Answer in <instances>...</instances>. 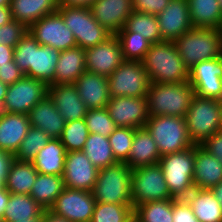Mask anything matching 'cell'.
<instances>
[{
	"label": "cell",
	"instance_id": "6da1fadb",
	"mask_svg": "<svg viewBox=\"0 0 222 222\" xmlns=\"http://www.w3.org/2000/svg\"><path fill=\"white\" fill-rule=\"evenodd\" d=\"M60 53L52 47L40 45L28 32L14 47L13 60L25 76L52 85Z\"/></svg>",
	"mask_w": 222,
	"mask_h": 222
},
{
	"label": "cell",
	"instance_id": "7a4b0ae2",
	"mask_svg": "<svg viewBox=\"0 0 222 222\" xmlns=\"http://www.w3.org/2000/svg\"><path fill=\"white\" fill-rule=\"evenodd\" d=\"M142 64L152 83L188 82L189 70L184 65L173 41L150 45Z\"/></svg>",
	"mask_w": 222,
	"mask_h": 222
},
{
	"label": "cell",
	"instance_id": "3957f363",
	"mask_svg": "<svg viewBox=\"0 0 222 222\" xmlns=\"http://www.w3.org/2000/svg\"><path fill=\"white\" fill-rule=\"evenodd\" d=\"M173 42L188 70L201 61L222 56V35L216 28L192 27Z\"/></svg>",
	"mask_w": 222,
	"mask_h": 222
},
{
	"label": "cell",
	"instance_id": "277c9868",
	"mask_svg": "<svg viewBox=\"0 0 222 222\" xmlns=\"http://www.w3.org/2000/svg\"><path fill=\"white\" fill-rule=\"evenodd\" d=\"M194 88L185 83H152L146 95L150 116L185 117L190 107Z\"/></svg>",
	"mask_w": 222,
	"mask_h": 222
},
{
	"label": "cell",
	"instance_id": "5b68a950",
	"mask_svg": "<svg viewBox=\"0 0 222 222\" xmlns=\"http://www.w3.org/2000/svg\"><path fill=\"white\" fill-rule=\"evenodd\" d=\"M132 169L124 162H117L99 169L92 190L96 203L132 205Z\"/></svg>",
	"mask_w": 222,
	"mask_h": 222
},
{
	"label": "cell",
	"instance_id": "8992f818",
	"mask_svg": "<svg viewBox=\"0 0 222 222\" xmlns=\"http://www.w3.org/2000/svg\"><path fill=\"white\" fill-rule=\"evenodd\" d=\"M190 140L201 145L222 128V100L201 98L195 95L185 115Z\"/></svg>",
	"mask_w": 222,
	"mask_h": 222
},
{
	"label": "cell",
	"instance_id": "52a82bcc",
	"mask_svg": "<svg viewBox=\"0 0 222 222\" xmlns=\"http://www.w3.org/2000/svg\"><path fill=\"white\" fill-rule=\"evenodd\" d=\"M195 145L179 152L162 155L159 164L171 195L186 198L194 189Z\"/></svg>",
	"mask_w": 222,
	"mask_h": 222
},
{
	"label": "cell",
	"instance_id": "ba28073f",
	"mask_svg": "<svg viewBox=\"0 0 222 222\" xmlns=\"http://www.w3.org/2000/svg\"><path fill=\"white\" fill-rule=\"evenodd\" d=\"M57 11L73 32L77 46L83 49L103 43L113 35L98 23L89 7L58 5Z\"/></svg>",
	"mask_w": 222,
	"mask_h": 222
},
{
	"label": "cell",
	"instance_id": "9c48e42d",
	"mask_svg": "<svg viewBox=\"0 0 222 222\" xmlns=\"http://www.w3.org/2000/svg\"><path fill=\"white\" fill-rule=\"evenodd\" d=\"M145 127L157 143L161 156L194 146L188 135L185 117L150 116Z\"/></svg>",
	"mask_w": 222,
	"mask_h": 222
},
{
	"label": "cell",
	"instance_id": "30bf717a",
	"mask_svg": "<svg viewBox=\"0 0 222 222\" xmlns=\"http://www.w3.org/2000/svg\"><path fill=\"white\" fill-rule=\"evenodd\" d=\"M131 199L134 209L146 202L174 199L159 163L132 169Z\"/></svg>",
	"mask_w": 222,
	"mask_h": 222
},
{
	"label": "cell",
	"instance_id": "8fae6325",
	"mask_svg": "<svg viewBox=\"0 0 222 222\" xmlns=\"http://www.w3.org/2000/svg\"><path fill=\"white\" fill-rule=\"evenodd\" d=\"M150 80L142 61L125 60L108 77L109 93L115 97H142L148 93Z\"/></svg>",
	"mask_w": 222,
	"mask_h": 222
},
{
	"label": "cell",
	"instance_id": "7c38bea8",
	"mask_svg": "<svg viewBox=\"0 0 222 222\" xmlns=\"http://www.w3.org/2000/svg\"><path fill=\"white\" fill-rule=\"evenodd\" d=\"M48 94V85L37 79L23 76L8 85L0 111L28 115L29 111Z\"/></svg>",
	"mask_w": 222,
	"mask_h": 222
},
{
	"label": "cell",
	"instance_id": "4fadbf2b",
	"mask_svg": "<svg viewBox=\"0 0 222 222\" xmlns=\"http://www.w3.org/2000/svg\"><path fill=\"white\" fill-rule=\"evenodd\" d=\"M28 32L40 45L64 51L77 46L73 32L65 25L61 14L56 11L35 21Z\"/></svg>",
	"mask_w": 222,
	"mask_h": 222
},
{
	"label": "cell",
	"instance_id": "5bb4252c",
	"mask_svg": "<svg viewBox=\"0 0 222 222\" xmlns=\"http://www.w3.org/2000/svg\"><path fill=\"white\" fill-rule=\"evenodd\" d=\"M188 82L198 97L222 100V56L194 65Z\"/></svg>",
	"mask_w": 222,
	"mask_h": 222
},
{
	"label": "cell",
	"instance_id": "9a60e30c",
	"mask_svg": "<svg viewBox=\"0 0 222 222\" xmlns=\"http://www.w3.org/2000/svg\"><path fill=\"white\" fill-rule=\"evenodd\" d=\"M106 109L117 127L142 128L150 118L146 96L111 97Z\"/></svg>",
	"mask_w": 222,
	"mask_h": 222
},
{
	"label": "cell",
	"instance_id": "2e32d148",
	"mask_svg": "<svg viewBox=\"0 0 222 222\" xmlns=\"http://www.w3.org/2000/svg\"><path fill=\"white\" fill-rule=\"evenodd\" d=\"M95 203L92 192L65 188L49 210L70 222H91Z\"/></svg>",
	"mask_w": 222,
	"mask_h": 222
},
{
	"label": "cell",
	"instance_id": "e0dca14e",
	"mask_svg": "<svg viewBox=\"0 0 222 222\" xmlns=\"http://www.w3.org/2000/svg\"><path fill=\"white\" fill-rule=\"evenodd\" d=\"M86 71L109 77L125 60L116 35L85 49Z\"/></svg>",
	"mask_w": 222,
	"mask_h": 222
},
{
	"label": "cell",
	"instance_id": "ac0fdd59",
	"mask_svg": "<svg viewBox=\"0 0 222 222\" xmlns=\"http://www.w3.org/2000/svg\"><path fill=\"white\" fill-rule=\"evenodd\" d=\"M98 172L83 151L66 153L63 174L66 188L92 192Z\"/></svg>",
	"mask_w": 222,
	"mask_h": 222
},
{
	"label": "cell",
	"instance_id": "d6986e66",
	"mask_svg": "<svg viewBox=\"0 0 222 222\" xmlns=\"http://www.w3.org/2000/svg\"><path fill=\"white\" fill-rule=\"evenodd\" d=\"M156 16L162 39L165 41H174L193 27L188 0H171Z\"/></svg>",
	"mask_w": 222,
	"mask_h": 222
},
{
	"label": "cell",
	"instance_id": "ffe728a7",
	"mask_svg": "<svg viewBox=\"0 0 222 222\" xmlns=\"http://www.w3.org/2000/svg\"><path fill=\"white\" fill-rule=\"evenodd\" d=\"M98 23L115 35L133 12L132 0H95L89 6Z\"/></svg>",
	"mask_w": 222,
	"mask_h": 222
},
{
	"label": "cell",
	"instance_id": "44dd1931",
	"mask_svg": "<svg viewBox=\"0 0 222 222\" xmlns=\"http://www.w3.org/2000/svg\"><path fill=\"white\" fill-rule=\"evenodd\" d=\"M48 95L66 122L85 118L88 108L74 84L48 85Z\"/></svg>",
	"mask_w": 222,
	"mask_h": 222
},
{
	"label": "cell",
	"instance_id": "7402d4cb",
	"mask_svg": "<svg viewBox=\"0 0 222 222\" xmlns=\"http://www.w3.org/2000/svg\"><path fill=\"white\" fill-rule=\"evenodd\" d=\"M74 85L88 110L106 108L111 98L108 77L85 71Z\"/></svg>",
	"mask_w": 222,
	"mask_h": 222
},
{
	"label": "cell",
	"instance_id": "603a6c76",
	"mask_svg": "<svg viewBox=\"0 0 222 222\" xmlns=\"http://www.w3.org/2000/svg\"><path fill=\"white\" fill-rule=\"evenodd\" d=\"M28 118L32 127L55 139H60L66 124L48 94L29 111Z\"/></svg>",
	"mask_w": 222,
	"mask_h": 222
},
{
	"label": "cell",
	"instance_id": "cb8c5ba5",
	"mask_svg": "<svg viewBox=\"0 0 222 222\" xmlns=\"http://www.w3.org/2000/svg\"><path fill=\"white\" fill-rule=\"evenodd\" d=\"M30 127L28 115L0 111V149L15 154Z\"/></svg>",
	"mask_w": 222,
	"mask_h": 222
},
{
	"label": "cell",
	"instance_id": "d4e9b609",
	"mask_svg": "<svg viewBox=\"0 0 222 222\" xmlns=\"http://www.w3.org/2000/svg\"><path fill=\"white\" fill-rule=\"evenodd\" d=\"M220 181H222V163L201 145H195L193 169L195 189H211Z\"/></svg>",
	"mask_w": 222,
	"mask_h": 222
},
{
	"label": "cell",
	"instance_id": "484cf974",
	"mask_svg": "<svg viewBox=\"0 0 222 222\" xmlns=\"http://www.w3.org/2000/svg\"><path fill=\"white\" fill-rule=\"evenodd\" d=\"M86 71L85 49L76 46L61 51L55 66L54 85L74 84Z\"/></svg>",
	"mask_w": 222,
	"mask_h": 222
},
{
	"label": "cell",
	"instance_id": "4316f807",
	"mask_svg": "<svg viewBox=\"0 0 222 222\" xmlns=\"http://www.w3.org/2000/svg\"><path fill=\"white\" fill-rule=\"evenodd\" d=\"M161 155L157 143L146 127L135 129L134 140L126 164L137 168L159 162Z\"/></svg>",
	"mask_w": 222,
	"mask_h": 222
},
{
	"label": "cell",
	"instance_id": "83f0119b",
	"mask_svg": "<svg viewBox=\"0 0 222 222\" xmlns=\"http://www.w3.org/2000/svg\"><path fill=\"white\" fill-rule=\"evenodd\" d=\"M12 19L29 28L35 21L57 11L58 0H11Z\"/></svg>",
	"mask_w": 222,
	"mask_h": 222
},
{
	"label": "cell",
	"instance_id": "f1b7e54d",
	"mask_svg": "<svg viewBox=\"0 0 222 222\" xmlns=\"http://www.w3.org/2000/svg\"><path fill=\"white\" fill-rule=\"evenodd\" d=\"M66 153L60 139L50 138L32 163L38 173L63 176Z\"/></svg>",
	"mask_w": 222,
	"mask_h": 222
},
{
	"label": "cell",
	"instance_id": "f546056e",
	"mask_svg": "<svg viewBox=\"0 0 222 222\" xmlns=\"http://www.w3.org/2000/svg\"><path fill=\"white\" fill-rule=\"evenodd\" d=\"M185 200L199 222H222V207L211 189H194Z\"/></svg>",
	"mask_w": 222,
	"mask_h": 222
},
{
	"label": "cell",
	"instance_id": "4dcf8cb0",
	"mask_svg": "<svg viewBox=\"0 0 222 222\" xmlns=\"http://www.w3.org/2000/svg\"><path fill=\"white\" fill-rule=\"evenodd\" d=\"M37 175L38 172L32 162L14 159L4 187L12 194L30 195Z\"/></svg>",
	"mask_w": 222,
	"mask_h": 222
},
{
	"label": "cell",
	"instance_id": "1f68e13d",
	"mask_svg": "<svg viewBox=\"0 0 222 222\" xmlns=\"http://www.w3.org/2000/svg\"><path fill=\"white\" fill-rule=\"evenodd\" d=\"M65 188L63 176L38 173L30 196L43 209H49Z\"/></svg>",
	"mask_w": 222,
	"mask_h": 222
},
{
	"label": "cell",
	"instance_id": "d6a6232c",
	"mask_svg": "<svg viewBox=\"0 0 222 222\" xmlns=\"http://www.w3.org/2000/svg\"><path fill=\"white\" fill-rule=\"evenodd\" d=\"M193 27L219 29L222 23V8L218 0H188Z\"/></svg>",
	"mask_w": 222,
	"mask_h": 222
},
{
	"label": "cell",
	"instance_id": "836d02e7",
	"mask_svg": "<svg viewBox=\"0 0 222 222\" xmlns=\"http://www.w3.org/2000/svg\"><path fill=\"white\" fill-rule=\"evenodd\" d=\"M43 211L44 209L30 195L10 193L8 206L0 222L42 218Z\"/></svg>",
	"mask_w": 222,
	"mask_h": 222
},
{
	"label": "cell",
	"instance_id": "e575fe53",
	"mask_svg": "<svg viewBox=\"0 0 222 222\" xmlns=\"http://www.w3.org/2000/svg\"><path fill=\"white\" fill-rule=\"evenodd\" d=\"M82 151L98 169L117 163L108 137L100 134L89 133Z\"/></svg>",
	"mask_w": 222,
	"mask_h": 222
},
{
	"label": "cell",
	"instance_id": "d590c367",
	"mask_svg": "<svg viewBox=\"0 0 222 222\" xmlns=\"http://www.w3.org/2000/svg\"><path fill=\"white\" fill-rule=\"evenodd\" d=\"M129 32L144 36L151 44L164 41L162 39L157 16L133 11L124 26Z\"/></svg>",
	"mask_w": 222,
	"mask_h": 222
},
{
	"label": "cell",
	"instance_id": "8d00e7d4",
	"mask_svg": "<svg viewBox=\"0 0 222 222\" xmlns=\"http://www.w3.org/2000/svg\"><path fill=\"white\" fill-rule=\"evenodd\" d=\"M134 217L139 222H173V199L138 205L134 209Z\"/></svg>",
	"mask_w": 222,
	"mask_h": 222
},
{
	"label": "cell",
	"instance_id": "74e56055",
	"mask_svg": "<svg viewBox=\"0 0 222 222\" xmlns=\"http://www.w3.org/2000/svg\"><path fill=\"white\" fill-rule=\"evenodd\" d=\"M119 40L124 60L142 61L151 43L144 36L129 32L123 27L115 34Z\"/></svg>",
	"mask_w": 222,
	"mask_h": 222
},
{
	"label": "cell",
	"instance_id": "f35d334b",
	"mask_svg": "<svg viewBox=\"0 0 222 222\" xmlns=\"http://www.w3.org/2000/svg\"><path fill=\"white\" fill-rule=\"evenodd\" d=\"M49 140L50 137L44 131L31 126L18 151L14 154L15 159L32 162Z\"/></svg>",
	"mask_w": 222,
	"mask_h": 222
},
{
	"label": "cell",
	"instance_id": "ab89813d",
	"mask_svg": "<svg viewBox=\"0 0 222 222\" xmlns=\"http://www.w3.org/2000/svg\"><path fill=\"white\" fill-rule=\"evenodd\" d=\"M133 217L132 205L95 203L91 222H128Z\"/></svg>",
	"mask_w": 222,
	"mask_h": 222
},
{
	"label": "cell",
	"instance_id": "60d3db41",
	"mask_svg": "<svg viewBox=\"0 0 222 222\" xmlns=\"http://www.w3.org/2000/svg\"><path fill=\"white\" fill-rule=\"evenodd\" d=\"M89 131L85 120L67 121L60 137L66 152L82 151Z\"/></svg>",
	"mask_w": 222,
	"mask_h": 222
},
{
	"label": "cell",
	"instance_id": "b9f144b4",
	"mask_svg": "<svg viewBox=\"0 0 222 222\" xmlns=\"http://www.w3.org/2000/svg\"><path fill=\"white\" fill-rule=\"evenodd\" d=\"M134 135L135 129L133 128L117 127L108 137L113 155L117 162H127Z\"/></svg>",
	"mask_w": 222,
	"mask_h": 222
},
{
	"label": "cell",
	"instance_id": "7bdbcfd3",
	"mask_svg": "<svg viewBox=\"0 0 222 222\" xmlns=\"http://www.w3.org/2000/svg\"><path fill=\"white\" fill-rule=\"evenodd\" d=\"M84 120L89 133L105 137H109L117 128L106 108L88 110Z\"/></svg>",
	"mask_w": 222,
	"mask_h": 222
},
{
	"label": "cell",
	"instance_id": "ee69618b",
	"mask_svg": "<svg viewBox=\"0 0 222 222\" xmlns=\"http://www.w3.org/2000/svg\"><path fill=\"white\" fill-rule=\"evenodd\" d=\"M28 33V28L16 20L0 26V44L15 47L19 41Z\"/></svg>",
	"mask_w": 222,
	"mask_h": 222
},
{
	"label": "cell",
	"instance_id": "f6af8a7d",
	"mask_svg": "<svg viewBox=\"0 0 222 222\" xmlns=\"http://www.w3.org/2000/svg\"><path fill=\"white\" fill-rule=\"evenodd\" d=\"M173 222H199L185 198L173 199Z\"/></svg>",
	"mask_w": 222,
	"mask_h": 222
},
{
	"label": "cell",
	"instance_id": "bcb514c9",
	"mask_svg": "<svg viewBox=\"0 0 222 222\" xmlns=\"http://www.w3.org/2000/svg\"><path fill=\"white\" fill-rule=\"evenodd\" d=\"M171 0H132L133 11L158 15Z\"/></svg>",
	"mask_w": 222,
	"mask_h": 222
},
{
	"label": "cell",
	"instance_id": "7dc6e473",
	"mask_svg": "<svg viewBox=\"0 0 222 222\" xmlns=\"http://www.w3.org/2000/svg\"><path fill=\"white\" fill-rule=\"evenodd\" d=\"M24 76V73L18 68L13 61L9 65L0 66V81L7 85L14 84Z\"/></svg>",
	"mask_w": 222,
	"mask_h": 222
},
{
	"label": "cell",
	"instance_id": "c3c4849f",
	"mask_svg": "<svg viewBox=\"0 0 222 222\" xmlns=\"http://www.w3.org/2000/svg\"><path fill=\"white\" fill-rule=\"evenodd\" d=\"M201 146L222 163V131L208 137Z\"/></svg>",
	"mask_w": 222,
	"mask_h": 222
},
{
	"label": "cell",
	"instance_id": "681fc988",
	"mask_svg": "<svg viewBox=\"0 0 222 222\" xmlns=\"http://www.w3.org/2000/svg\"><path fill=\"white\" fill-rule=\"evenodd\" d=\"M14 159V154L0 149V182L3 185H5L10 165Z\"/></svg>",
	"mask_w": 222,
	"mask_h": 222
},
{
	"label": "cell",
	"instance_id": "f907efd6",
	"mask_svg": "<svg viewBox=\"0 0 222 222\" xmlns=\"http://www.w3.org/2000/svg\"><path fill=\"white\" fill-rule=\"evenodd\" d=\"M14 48L0 44V66L9 65L13 61Z\"/></svg>",
	"mask_w": 222,
	"mask_h": 222
},
{
	"label": "cell",
	"instance_id": "816d5d0a",
	"mask_svg": "<svg viewBox=\"0 0 222 222\" xmlns=\"http://www.w3.org/2000/svg\"><path fill=\"white\" fill-rule=\"evenodd\" d=\"M9 199L10 192L0 182V220L4 217V212L6 207L8 206Z\"/></svg>",
	"mask_w": 222,
	"mask_h": 222
},
{
	"label": "cell",
	"instance_id": "f5cc1de1",
	"mask_svg": "<svg viewBox=\"0 0 222 222\" xmlns=\"http://www.w3.org/2000/svg\"><path fill=\"white\" fill-rule=\"evenodd\" d=\"M41 222H70L65 217L59 216L51 212L49 209H44Z\"/></svg>",
	"mask_w": 222,
	"mask_h": 222
},
{
	"label": "cell",
	"instance_id": "db71d44e",
	"mask_svg": "<svg viewBox=\"0 0 222 222\" xmlns=\"http://www.w3.org/2000/svg\"><path fill=\"white\" fill-rule=\"evenodd\" d=\"M95 0H58V5L89 7Z\"/></svg>",
	"mask_w": 222,
	"mask_h": 222
},
{
	"label": "cell",
	"instance_id": "11a10c76",
	"mask_svg": "<svg viewBox=\"0 0 222 222\" xmlns=\"http://www.w3.org/2000/svg\"><path fill=\"white\" fill-rule=\"evenodd\" d=\"M11 10L9 6L0 7V26L12 21Z\"/></svg>",
	"mask_w": 222,
	"mask_h": 222
},
{
	"label": "cell",
	"instance_id": "9f6ffc18",
	"mask_svg": "<svg viewBox=\"0 0 222 222\" xmlns=\"http://www.w3.org/2000/svg\"><path fill=\"white\" fill-rule=\"evenodd\" d=\"M211 191L214 194V197L219 202L220 206L222 207V181H220L217 185L211 188Z\"/></svg>",
	"mask_w": 222,
	"mask_h": 222
},
{
	"label": "cell",
	"instance_id": "6f0895ef",
	"mask_svg": "<svg viewBox=\"0 0 222 222\" xmlns=\"http://www.w3.org/2000/svg\"><path fill=\"white\" fill-rule=\"evenodd\" d=\"M8 85L0 81V110L2 108Z\"/></svg>",
	"mask_w": 222,
	"mask_h": 222
},
{
	"label": "cell",
	"instance_id": "680465c9",
	"mask_svg": "<svg viewBox=\"0 0 222 222\" xmlns=\"http://www.w3.org/2000/svg\"><path fill=\"white\" fill-rule=\"evenodd\" d=\"M10 1L11 0H0V7L10 6Z\"/></svg>",
	"mask_w": 222,
	"mask_h": 222
},
{
	"label": "cell",
	"instance_id": "91938a15",
	"mask_svg": "<svg viewBox=\"0 0 222 222\" xmlns=\"http://www.w3.org/2000/svg\"><path fill=\"white\" fill-rule=\"evenodd\" d=\"M17 222H41V218L27 219V220H22V221H17Z\"/></svg>",
	"mask_w": 222,
	"mask_h": 222
},
{
	"label": "cell",
	"instance_id": "94428289",
	"mask_svg": "<svg viewBox=\"0 0 222 222\" xmlns=\"http://www.w3.org/2000/svg\"><path fill=\"white\" fill-rule=\"evenodd\" d=\"M128 222H139L135 217H133L130 221Z\"/></svg>",
	"mask_w": 222,
	"mask_h": 222
},
{
	"label": "cell",
	"instance_id": "6125c7cd",
	"mask_svg": "<svg viewBox=\"0 0 222 222\" xmlns=\"http://www.w3.org/2000/svg\"><path fill=\"white\" fill-rule=\"evenodd\" d=\"M219 30H220V33H221V35H222V23H221V25H220V27H219Z\"/></svg>",
	"mask_w": 222,
	"mask_h": 222
},
{
	"label": "cell",
	"instance_id": "be15d7a7",
	"mask_svg": "<svg viewBox=\"0 0 222 222\" xmlns=\"http://www.w3.org/2000/svg\"><path fill=\"white\" fill-rule=\"evenodd\" d=\"M220 2L221 8H222V0H218Z\"/></svg>",
	"mask_w": 222,
	"mask_h": 222
}]
</instances>
